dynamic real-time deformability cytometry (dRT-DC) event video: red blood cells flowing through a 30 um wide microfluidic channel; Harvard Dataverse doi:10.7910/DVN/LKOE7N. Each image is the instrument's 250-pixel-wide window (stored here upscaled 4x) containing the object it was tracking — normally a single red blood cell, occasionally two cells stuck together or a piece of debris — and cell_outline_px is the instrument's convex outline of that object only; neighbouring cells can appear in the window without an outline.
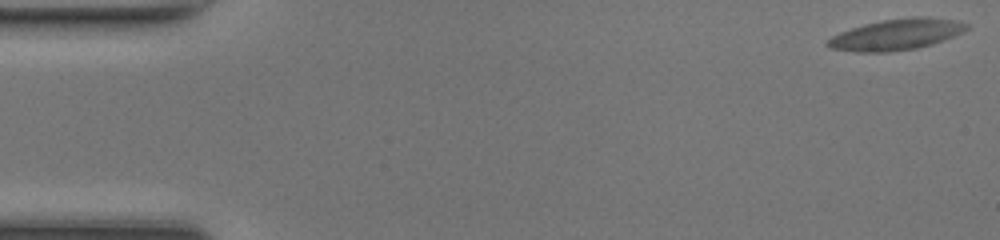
{"species": "common noctule bat (a hibernating species)", "species_latin": "Nyctalus noctula", "temperature_condition": "room temperature", "stored_images_in_passage": 49, "camera_frame_rate_fps": 3000, "um_per_image_px": 0.085, "animal": {"sex": "female", "body_mass_g": 17.0, "forearm_length_mm": 48.0}, "frame": {"image": 1, "passage_image": 1, "time_ms": 0.0, "image_size_px": [1000, 240], "cell_outline_px": [[968, 28], [964, 32], [944, 40], [932, 44], [916, 48], [888, 52], [856, 52], [832, 48], [824, 44], [832, 36], [840, 32], [864, 24], [884, 20], [912, 16], [928, 16], [952, 20], [968, 24]], "centroid_in_image_um": [76.2, 2.93], "position_along_channel_um": 8.8, "area_um2": 25.03}}
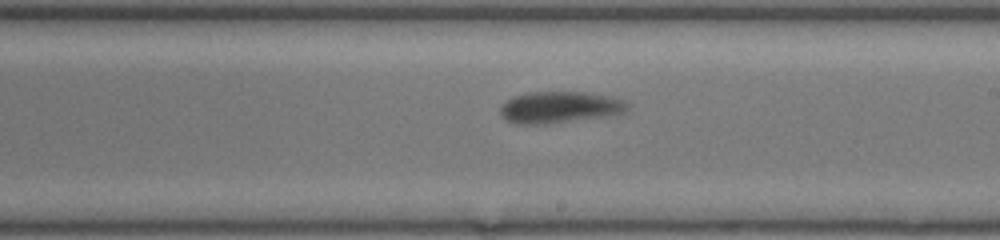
{"frame": {"image": 2, "passage_image": 28, "time_ms": 9.0, "image_size_px": [1000, 240], "cell_outline_px": [[628, 112], [620, 116], [544, 124], [516, 124], [504, 120], [500, 116], [500, 108], [512, 96], [532, 92], [584, 92], [608, 96], [624, 100], [628, 104]], "centroid_in_image_um": [47.64, 9.14], "position_along_channel_um": 241.4, "area_um2": 23.99}}
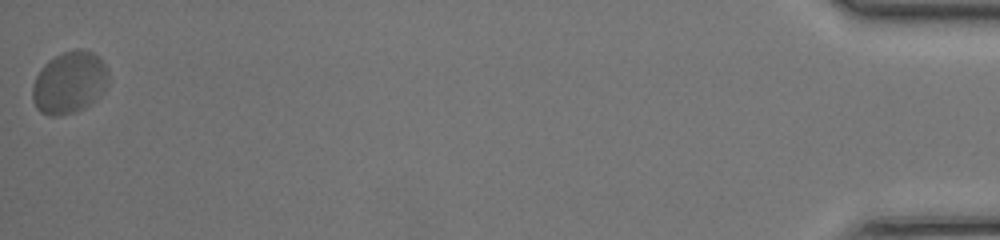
{"frame": {"image": 3, "passage_image": 49, "time_ms": 16.0, "image_size_px": [1000, 240], "cell_outline_px": [[108, 84], [100, 96], [92, 104], [76, 112], [60, 116], [48, 116], [40, 112], [36, 108], [32, 100], [32, 88], [36, 76], [44, 64], [48, 60], [64, 52], [76, 48], [92, 52], [100, 56], [108, 72]], "centroid_in_image_um": [5.9, 7.04], "position_along_channel_um": 429.3, "area_um2": 27.86}, "authors_computed_cell_mechanics": {"area_um2": 24.0448, "velocity_mm_per_s": 4.1976, "shape_relaxation_time_tau1_ms": 2.9095, "shape_relaxation_time_tau2_ms": 2.2038, "deformation_change_tau1": 0.1014, "deformation_change_tau2": 0.0787}}